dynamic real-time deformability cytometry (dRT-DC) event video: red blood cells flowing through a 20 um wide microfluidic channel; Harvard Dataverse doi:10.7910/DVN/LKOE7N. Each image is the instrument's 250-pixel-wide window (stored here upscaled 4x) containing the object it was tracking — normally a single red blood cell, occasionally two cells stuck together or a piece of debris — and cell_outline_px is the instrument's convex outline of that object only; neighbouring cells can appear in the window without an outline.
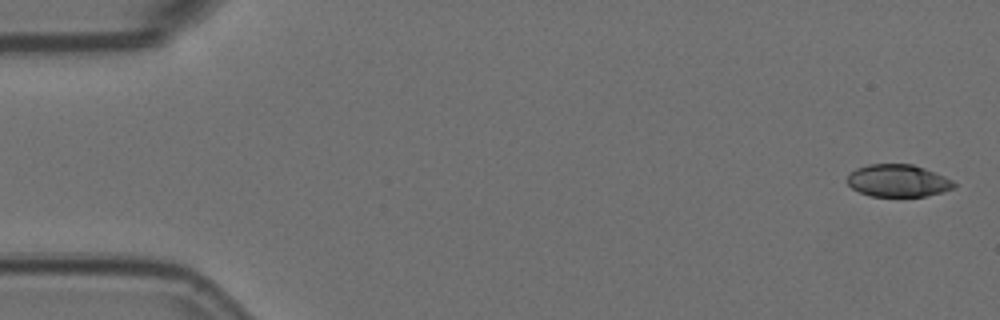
{"species": "Egyptian fruit bat (a non-hibernating species)", "species_latin": "Rousettus aegyptiacus", "temperature_condition": "room temperature", "stored_images_in_passage": 6, "camera_frame_rate_fps": 3000, "um_per_image_px": 0.085, "animal": {"sex": "female"}, "frame": {"image": 1, "passage_image": 1, "time_ms": 0.0, "image_size_px": [1000, 320], "cell_outline_px": [[956, 188], [924, 196], [872, 196], [860, 192], [852, 188], [848, 184], [848, 172], [856, 168], [868, 164], [912, 164], [924, 168], [944, 176], [952, 180], [956, 184]], "centroid_in_image_um": [76.31, 15.35], "position_along_channel_um": 8.7, "area_um2": 20.06}}
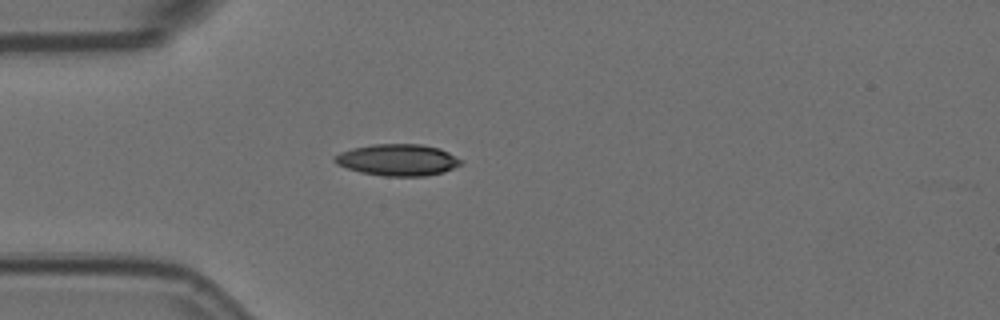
{"frame": {"image": 2, "passage_image": 5, "time_ms": 1.333, "image_size_px": [1000, 320], "cell_outline_px": [[464, 160], [460, 164], [444, 172], [424, 176], [384, 176], [360, 172], [336, 164], [332, 160], [340, 152], [352, 148], [372, 144], [420, 144], [440, 148]], "centroid_in_image_um": [33.81, 13.59], "position_along_channel_um": 51.2, "area_um2": 23.24}}